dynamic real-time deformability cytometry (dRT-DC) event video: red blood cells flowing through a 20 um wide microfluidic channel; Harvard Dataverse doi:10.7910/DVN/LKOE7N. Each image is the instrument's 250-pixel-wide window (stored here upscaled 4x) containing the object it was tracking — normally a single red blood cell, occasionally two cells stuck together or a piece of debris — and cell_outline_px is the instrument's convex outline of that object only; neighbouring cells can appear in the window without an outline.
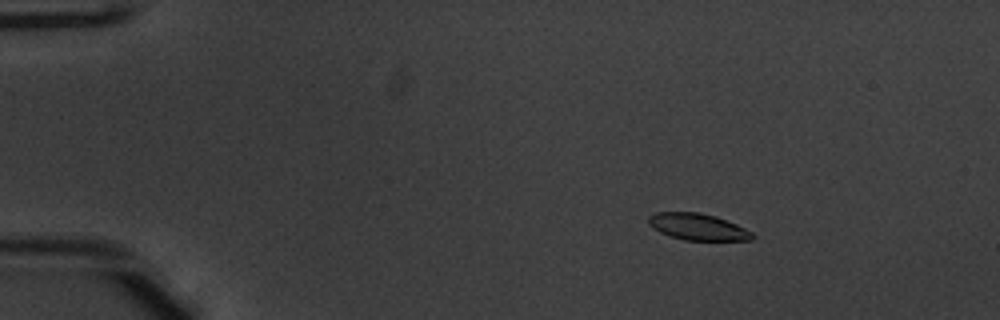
{"species": "common noctule bat (a hibernating species)", "species_latin": "Nyctalus noctula", "temperature_condition": "warm", "stored_images_in_passage": 54, "camera_frame_rate_fps": 3000, "um_per_image_px": 0.085, "animal": {"sex": "male", "body_mass_g": 20.1, "forearm_length_mm": 53.5}, "frame": {"image": 1, "passage_image": 10, "time_ms": 3.0, "image_size_px": [1000, 320], "cell_outline_px": [[756, 236], [752, 240], [684, 240], [668, 236], [652, 228], [648, 224], [648, 216], [656, 212], [700, 212], [716, 216], [736, 224], [752, 232]], "centroid_in_image_um": [59.29, 19.28], "position_along_channel_um": 25.7, "area_um2": 16.24}}
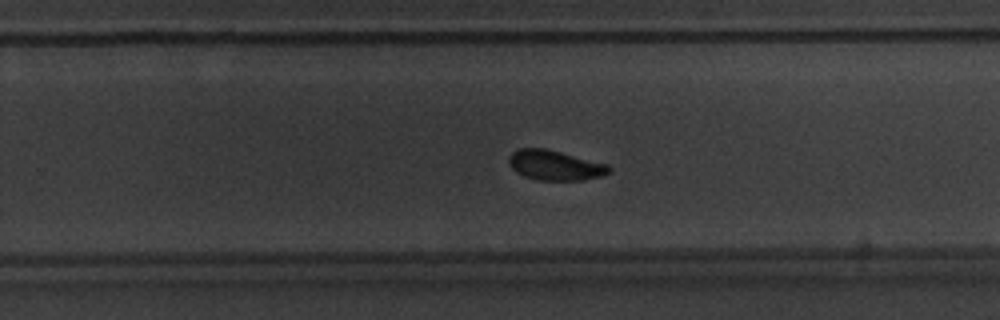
{"frame": {"image": 2, "passage_image": 36, "time_ms": 11.667, "image_size_px": [1000, 320], "cell_outline_px": [[612, 168], [608, 172], [600, 176], [584, 180], [540, 180], [524, 176], [516, 172], [508, 164], [508, 156], [512, 152], [520, 148], [544, 148], [608, 164]], "centroid_in_image_um": [47.14, 14.04], "position_along_channel_um": 282.7, "area_um2": 17.4}}
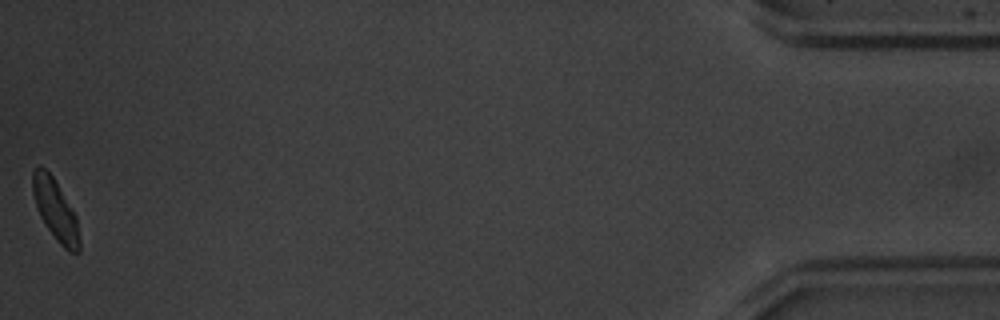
{"frame": {"image": 3, "passage_image": 54, "time_ms": 17.667, "image_size_px": [1000, 320], "cell_outline_px": [[80, 252], [68, 252], [56, 240], [44, 224], [40, 216], [32, 192], [32, 172], [40, 164], [52, 176], [76, 216], [80, 240]], "centroid_in_image_um": [4.7, 17.87], "position_along_channel_um": 430.5, "area_um2": 16.42}, "authors_computed_cell_mechanics": {"area_um2": 17.051, "velocity_mm_per_s": 3.9266, "shape_relaxation_time_tau1_ms": 2.0724, "shape_relaxation_time_tau2_ms": 2.5743, "deformation_change_tau1": 0.1151, "deformation_change_tau2": 0.0701}}